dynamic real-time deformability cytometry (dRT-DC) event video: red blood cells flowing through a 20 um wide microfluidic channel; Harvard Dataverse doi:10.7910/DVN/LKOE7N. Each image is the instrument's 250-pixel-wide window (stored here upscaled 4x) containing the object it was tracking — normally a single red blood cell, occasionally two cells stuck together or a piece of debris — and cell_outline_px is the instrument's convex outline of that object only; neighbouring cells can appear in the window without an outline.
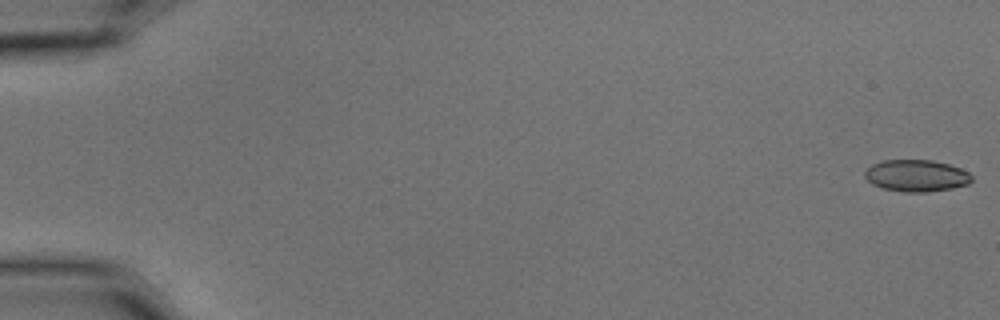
{"species": "common noctule bat (a hibernating species)", "species_latin": "Nyctalus noctula", "temperature_condition": "cold", "stored_images_in_passage": 57, "camera_frame_rate_fps": 3000, "um_per_image_px": 0.085, "animal": {"sex": "male", "body_mass_g": 15.6}, "frame": {"image": 1, "passage_image": 1, "time_ms": 0.0, "image_size_px": [1000, 320], "cell_outline_px": [[972, 180], [968, 184], [952, 188], [924, 192], [904, 192], [884, 188], [872, 184], [864, 176], [864, 172], [872, 164], [884, 160], [932, 160], [948, 164], [960, 168], [968, 172], [972, 176]], "centroid_in_image_um": [77.89, 14.93], "position_along_channel_um": 7.1, "area_um2": 19.71}}
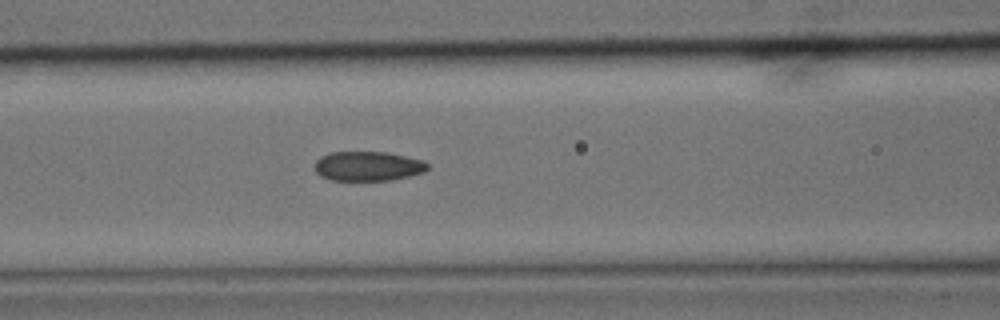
{"frame": {"image": 2, "passage_image": 25, "time_ms": 8.0, "image_size_px": [1000, 320], "cell_outline_px": [[428, 168], [424, 172], [392, 180], [332, 180], [320, 176], [316, 172], [316, 160], [320, 156], [328, 152], [388, 152], [424, 160], [428, 164]], "centroid_in_image_um": [31.28, 14.11], "position_along_channel_um": 135.3, "area_um2": 19.48}}
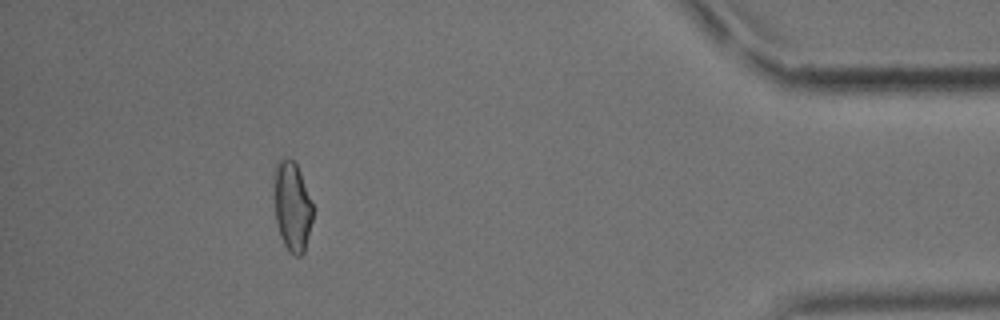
{"frame": {"image": 3, "passage_image": 52, "time_ms": 17.0, "image_size_px": [1000, 320], "cell_outline_px": [[312, 220], [304, 252], [300, 256], [296, 256], [288, 252], [280, 236], [276, 220], [272, 176], [272, 168], [276, 160], [280, 156], [288, 156], [296, 164], [300, 172], [312, 204]], "centroid_in_image_um": [24.78, 17.45], "position_along_channel_um": 410.4, "area_um2": 20.75}, "authors_computed_cell_mechanics": {"area_um2": 20.23, "velocity_mm_per_s": 3.591, "shape_relaxation_time_tau1_ms": null, "shape_relaxation_time_tau2_ms": 2.833, "deformation_change_tau1": null, "deformation_change_tau2": 0.0694}}